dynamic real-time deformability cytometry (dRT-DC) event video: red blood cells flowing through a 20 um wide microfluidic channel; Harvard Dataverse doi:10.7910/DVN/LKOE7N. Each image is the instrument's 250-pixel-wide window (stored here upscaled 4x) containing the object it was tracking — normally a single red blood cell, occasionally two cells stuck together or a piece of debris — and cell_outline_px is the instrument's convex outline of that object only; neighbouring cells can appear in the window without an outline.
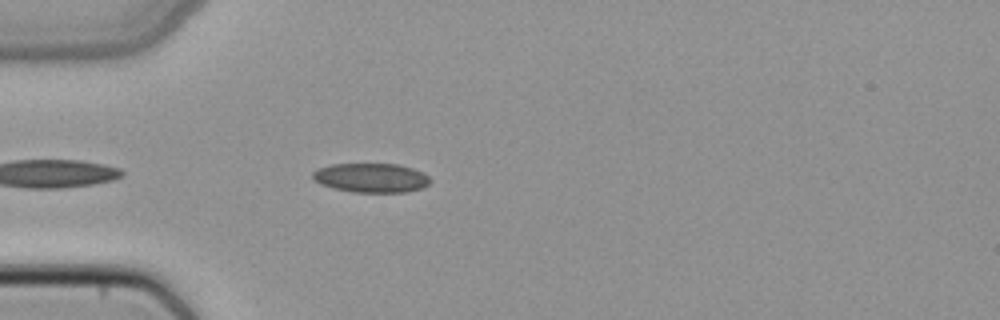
{"species": "common noctule bat (a hibernating species)", "species_latin": "Nyctalus noctula", "temperature_condition": "cold", "stored_images_in_passage": 5, "camera_frame_rate_fps": 3000, "um_per_image_px": 0.085, "animal": {"sex": "female", "body_mass_g": 22.7, "forearm_length_mm": 54.2}, "frame": {"image": 1, "passage_image": 1, "time_ms": 0.0, "image_size_px": [1000, 320], "cell_outline_px": [[432, 180], [424, 188], [408, 192], [352, 192], [332, 188], [320, 184], [312, 176], [312, 172], [316, 168], [332, 164], [396, 164], [412, 168], [428, 176]], "centroid_in_image_um": [31.54, 15.12], "position_along_channel_um": 53.5, "area_um2": 20.11}}
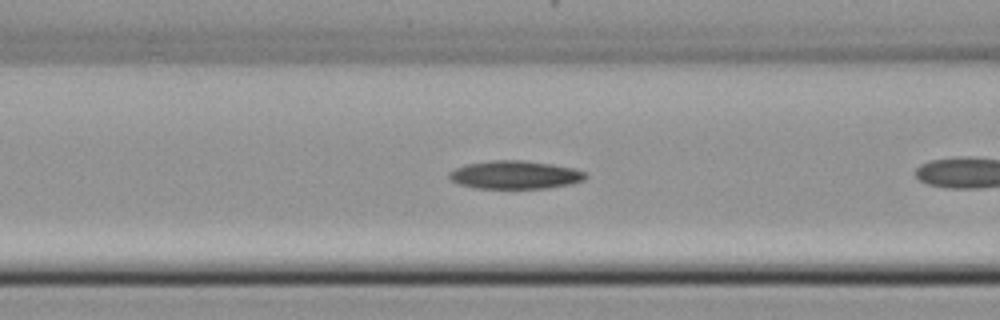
{"frame": {"image": 2, "passage_image": 4, "time_ms": 1.0, "image_size_px": [1000, 320], "cell_outline_px": [[588, 176], [584, 180], [572, 184], [548, 188], [476, 188], [460, 184], [452, 180], [448, 176], [448, 172], [464, 164], [492, 160], [520, 160], [552, 164], [576, 168], [584, 172]], "centroid_in_image_um": [43.8, 14.86], "position_along_channel_um": 122.8, "area_um2": 22.48}}